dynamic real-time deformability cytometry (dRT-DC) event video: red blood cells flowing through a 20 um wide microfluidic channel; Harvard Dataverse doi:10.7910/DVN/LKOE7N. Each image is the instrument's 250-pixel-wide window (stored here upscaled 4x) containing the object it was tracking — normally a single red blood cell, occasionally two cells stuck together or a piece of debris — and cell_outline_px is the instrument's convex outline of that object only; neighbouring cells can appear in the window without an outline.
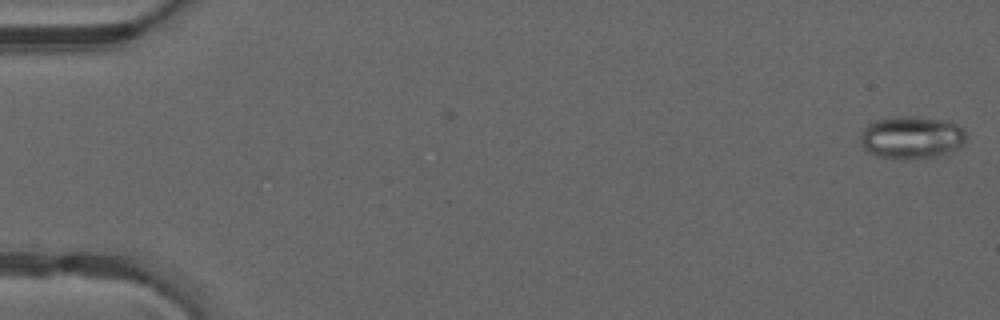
{"species": "common noctule bat (a hibernating species)", "species_latin": "Nyctalus noctula", "temperature_condition": "warm", "stored_images_in_passage": 2, "camera_frame_rate_fps": 3000, "um_per_image_px": 0.085, "animal": {"sex": "male", "forearm_length_mm": 52.5}, "frame": {"image": 1, "passage_image": 2, "time_ms": 0.333, "image_size_px": [1000, 320], "cell_outline_px": [[968, 136], [964, 144], [960, 148], [940, 156], [908, 160], [900, 160], [876, 156], [868, 152], [864, 148], [860, 140], [860, 136], [864, 128], [868, 124], [876, 120], [892, 116], [912, 116], [948, 120], [960, 124], [964, 128]], "centroid_in_image_um": [77.54, 11.69], "position_along_channel_um": 7.5, "area_um2": 27.17}}